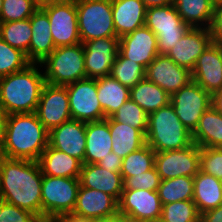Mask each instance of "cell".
Instances as JSON below:
<instances>
[{
	"label": "cell",
	"instance_id": "cell-20",
	"mask_svg": "<svg viewBox=\"0 0 222 222\" xmlns=\"http://www.w3.org/2000/svg\"><path fill=\"white\" fill-rule=\"evenodd\" d=\"M86 122L69 120L49 131V145L84 164Z\"/></svg>",
	"mask_w": 222,
	"mask_h": 222
},
{
	"label": "cell",
	"instance_id": "cell-52",
	"mask_svg": "<svg viewBox=\"0 0 222 222\" xmlns=\"http://www.w3.org/2000/svg\"><path fill=\"white\" fill-rule=\"evenodd\" d=\"M4 156L0 153V179H1V164H2V159ZM0 200H1V187H0Z\"/></svg>",
	"mask_w": 222,
	"mask_h": 222
},
{
	"label": "cell",
	"instance_id": "cell-38",
	"mask_svg": "<svg viewBox=\"0 0 222 222\" xmlns=\"http://www.w3.org/2000/svg\"><path fill=\"white\" fill-rule=\"evenodd\" d=\"M200 214L192 200L177 201L162 205L159 222H191Z\"/></svg>",
	"mask_w": 222,
	"mask_h": 222
},
{
	"label": "cell",
	"instance_id": "cell-44",
	"mask_svg": "<svg viewBox=\"0 0 222 222\" xmlns=\"http://www.w3.org/2000/svg\"><path fill=\"white\" fill-rule=\"evenodd\" d=\"M213 42L222 44V3L215 6L210 26Z\"/></svg>",
	"mask_w": 222,
	"mask_h": 222
},
{
	"label": "cell",
	"instance_id": "cell-13",
	"mask_svg": "<svg viewBox=\"0 0 222 222\" xmlns=\"http://www.w3.org/2000/svg\"><path fill=\"white\" fill-rule=\"evenodd\" d=\"M35 114L48 131L71 120L66 86L45 83Z\"/></svg>",
	"mask_w": 222,
	"mask_h": 222
},
{
	"label": "cell",
	"instance_id": "cell-11",
	"mask_svg": "<svg viewBox=\"0 0 222 222\" xmlns=\"http://www.w3.org/2000/svg\"><path fill=\"white\" fill-rule=\"evenodd\" d=\"M65 86L73 120L93 122L105 119L97 96L96 79L84 78Z\"/></svg>",
	"mask_w": 222,
	"mask_h": 222
},
{
	"label": "cell",
	"instance_id": "cell-17",
	"mask_svg": "<svg viewBox=\"0 0 222 222\" xmlns=\"http://www.w3.org/2000/svg\"><path fill=\"white\" fill-rule=\"evenodd\" d=\"M213 42L209 28L190 27L180 40L167 53L172 61L190 71L193 70L198 57Z\"/></svg>",
	"mask_w": 222,
	"mask_h": 222
},
{
	"label": "cell",
	"instance_id": "cell-2",
	"mask_svg": "<svg viewBox=\"0 0 222 222\" xmlns=\"http://www.w3.org/2000/svg\"><path fill=\"white\" fill-rule=\"evenodd\" d=\"M48 145L49 131L35 112L8 115L0 146V153L5 158L38 161Z\"/></svg>",
	"mask_w": 222,
	"mask_h": 222
},
{
	"label": "cell",
	"instance_id": "cell-19",
	"mask_svg": "<svg viewBox=\"0 0 222 222\" xmlns=\"http://www.w3.org/2000/svg\"><path fill=\"white\" fill-rule=\"evenodd\" d=\"M192 80L210 95L222 88V44L212 42L198 57Z\"/></svg>",
	"mask_w": 222,
	"mask_h": 222
},
{
	"label": "cell",
	"instance_id": "cell-50",
	"mask_svg": "<svg viewBox=\"0 0 222 222\" xmlns=\"http://www.w3.org/2000/svg\"><path fill=\"white\" fill-rule=\"evenodd\" d=\"M8 115V112L0 105V146L3 141Z\"/></svg>",
	"mask_w": 222,
	"mask_h": 222
},
{
	"label": "cell",
	"instance_id": "cell-54",
	"mask_svg": "<svg viewBox=\"0 0 222 222\" xmlns=\"http://www.w3.org/2000/svg\"><path fill=\"white\" fill-rule=\"evenodd\" d=\"M212 2L214 3V5H218L222 3V0H212Z\"/></svg>",
	"mask_w": 222,
	"mask_h": 222
},
{
	"label": "cell",
	"instance_id": "cell-24",
	"mask_svg": "<svg viewBox=\"0 0 222 222\" xmlns=\"http://www.w3.org/2000/svg\"><path fill=\"white\" fill-rule=\"evenodd\" d=\"M73 210L92 219L107 217L118 212V201L102 191L80 186Z\"/></svg>",
	"mask_w": 222,
	"mask_h": 222
},
{
	"label": "cell",
	"instance_id": "cell-51",
	"mask_svg": "<svg viewBox=\"0 0 222 222\" xmlns=\"http://www.w3.org/2000/svg\"><path fill=\"white\" fill-rule=\"evenodd\" d=\"M147 8L173 4L174 0H142Z\"/></svg>",
	"mask_w": 222,
	"mask_h": 222
},
{
	"label": "cell",
	"instance_id": "cell-37",
	"mask_svg": "<svg viewBox=\"0 0 222 222\" xmlns=\"http://www.w3.org/2000/svg\"><path fill=\"white\" fill-rule=\"evenodd\" d=\"M30 64L24 52L0 38V78L22 71Z\"/></svg>",
	"mask_w": 222,
	"mask_h": 222
},
{
	"label": "cell",
	"instance_id": "cell-41",
	"mask_svg": "<svg viewBox=\"0 0 222 222\" xmlns=\"http://www.w3.org/2000/svg\"><path fill=\"white\" fill-rule=\"evenodd\" d=\"M200 171L222 181V148H199Z\"/></svg>",
	"mask_w": 222,
	"mask_h": 222
},
{
	"label": "cell",
	"instance_id": "cell-53",
	"mask_svg": "<svg viewBox=\"0 0 222 222\" xmlns=\"http://www.w3.org/2000/svg\"><path fill=\"white\" fill-rule=\"evenodd\" d=\"M40 5L47 2H52L54 0H36Z\"/></svg>",
	"mask_w": 222,
	"mask_h": 222
},
{
	"label": "cell",
	"instance_id": "cell-25",
	"mask_svg": "<svg viewBox=\"0 0 222 222\" xmlns=\"http://www.w3.org/2000/svg\"><path fill=\"white\" fill-rule=\"evenodd\" d=\"M112 138L108 118L86 122V150L84 163L97 164L112 152Z\"/></svg>",
	"mask_w": 222,
	"mask_h": 222
},
{
	"label": "cell",
	"instance_id": "cell-14",
	"mask_svg": "<svg viewBox=\"0 0 222 222\" xmlns=\"http://www.w3.org/2000/svg\"><path fill=\"white\" fill-rule=\"evenodd\" d=\"M161 211L158 191L124 189L118 201V212L134 222H159Z\"/></svg>",
	"mask_w": 222,
	"mask_h": 222
},
{
	"label": "cell",
	"instance_id": "cell-4",
	"mask_svg": "<svg viewBox=\"0 0 222 222\" xmlns=\"http://www.w3.org/2000/svg\"><path fill=\"white\" fill-rule=\"evenodd\" d=\"M192 143V134L174 113L171 102L148 115L146 144L155 152L180 150Z\"/></svg>",
	"mask_w": 222,
	"mask_h": 222
},
{
	"label": "cell",
	"instance_id": "cell-48",
	"mask_svg": "<svg viewBox=\"0 0 222 222\" xmlns=\"http://www.w3.org/2000/svg\"><path fill=\"white\" fill-rule=\"evenodd\" d=\"M92 222H130V220L123 213L117 212L111 216L93 219Z\"/></svg>",
	"mask_w": 222,
	"mask_h": 222
},
{
	"label": "cell",
	"instance_id": "cell-1",
	"mask_svg": "<svg viewBox=\"0 0 222 222\" xmlns=\"http://www.w3.org/2000/svg\"><path fill=\"white\" fill-rule=\"evenodd\" d=\"M42 177L38 161L4 157L1 164V200L42 219Z\"/></svg>",
	"mask_w": 222,
	"mask_h": 222
},
{
	"label": "cell",
	"instance_id": "cell-55",
	"mask_svg": "<svg viewBox=\"0 0 222 222\" xmlns=\"http://www.w3.org/2000/svg\"><path fill=\"white\" fill-rule=\"evenodd\" d=\"M47 220L41 219V218H36L33 222H46Z\"/></svg>",
	"mask_w": 222,
	"mask_h": 222
},
{
	"label": "cell",
	"instance_id": "cell-45",
	"mask_svg": "<svg viewBox=\"0 0 222 222\" xmlns=\"http://www.w3.org/2000/svg\"><path fill=\"white\" fill-rule=\"evenodd\" d=\"M122 160L123 159L119 157L116 153L110 152L97 164L100 165V167L107 169L108 171L121 172Z\"/></svg>",
	"mask_w": 222,
	"mask_h": 222
},
{
	"label": "cell",
	"instance_id": "cell-35",
	"mask_svg": "<svg viewBox=\"0 0 222 222\" xmlns=\"http://www.w3.org/2000/svg\"><path fill=\"white\" fill-rule=\"evenodd\" d=\"M145 70L142 65L126 59L118 51L115 62L111 67L110 76L131 89L145 78Z\"/></svg>",
	"mask_w": 222,
	"mask_h": 222
},
{
	"label": "cell",
	"instance_id": "cell-15",
	"mask_svg": "<svg viewBox=\"0 0 222 222\" xmlns=\"http://www.w3.org/2000/svg\"><path fill=\"white\" fill-rule=\"evenodd\" d=\"M83 47L86 78L109 76L119 51V38H98L84 42Z\"/></svg>",
	"mask_w": 222,
	"mask_h": 222
},
{
	"label": "cell",
	"instance_id": "cell-27",
	"mask_svg": "<svg viewBox=\"0 0 222 222\" xmlns=\"http://www.w3.org/2000/svg\"><path fill=\"white\" fill-rule=\"evenodd\" d=\"M193 202L198 213L222 205V181L214 176L199 171L194 177Z\"/></svg>",
	"mask_w": 222,
	"mask_h": 222
},
{
	"label": "cell",
	"instance_id": "cell-9",
	"mask_svg": "<svg viewBox=\"0 0 222 222\" xmlns=\"http://www.w3.org/2000/svg\"><path fill=\"white\" fill-rule=\"evenodd\" d=\"M40 8L47 14L55 47L81 43L76 0H54L43 3Z\"/></svg>",
	"mask_w": 222,
	"mask_h": 222
},
{
	"label": "cell",
	"instance_id": "cell-34",
	"mask_svg": "<svg viewBox=\"0 0 222 222\" xmlns=\"http://www.w3.org/2000/svg\"><path fill=\"white\" fill-rule=\"evenodd\" d=\"M193 187V177L189 176H179L173 179L161 180L158 187L161 204L193 200Z\"/></svg>",
	"mask_w": 222,
	"mask_h": 222
},
{
	"label": "cell",
	"instance_id": "cell-30",
	"mask_svg": "<svg viewBox=\"0 0 222 222\" xmlns=\"http://www.w3.org/2000/svg\"><path fill=\"white\" fill-rule=\"evenodd\" d=\"M97 96L105 118L111 117L130 98V89L109 76L96 79Z\"/></svg>",
	"mask_w": 222,
	"mask_h": 222
},
{
	"label": "cell",
	"instance_id": "cell-32",
	"mask_svg": "<svg viewBox=\"0 0 222 222\" xmlns=\"http://www.w3.org/2000/svg\"><path fill=\"white\" fill-rule=\"evenodd\" d=\"M130 98L148 115L168 105L171 100L165 90L146 78L130 89Z\"/></svg>",
	"mask_w": 222,
	"mask_h": 222
},
{
	"label": "cell",
	"instance_id": "cell-22",
	"mask_svg": "<svg viewBox=\"0 0 222 222\" xmlns=\"http://www.w3.org/2000/svg\"><path fill=\"white\" fill-rule=\"evenodd\" d=\"M32 37L29 45V62L40 64L56 48L47 14L39 7L30 17Z\"/></svg>",
	"mask_w": 222,
	"mask_h": 222
},
{
	"label": "cell",
	"instance_id": "cell-18",
	"mask_svg": "<svg viewBox=\"0 0 222 222\" xmlns=\"http://www.w3.org/2000/svg\"><path fill=\"white\" fill-rule=\"evenodd\" d=\"M157 43L154 32L144 25L119 38V52L146 69L159 54Z\"/></svg>",
	"mask_w": 222,
	"mask_h": 222
},
{
	"label": "cell",
	"instance_id": "cell-26",
	"mask_svg": "<svg viewBox=\"0 0 222 222\" xmlns=\"http://www.w3.org/2000/svg\"><path fill=\"white\" fill-rule=\"evenodd\" d=\"M38 163L43 175L54 177L79 178L82 167L78 159L50 145L43 151Z\"/></svg>",
	"mask_w": 222,
	"mask_h": 222
},
{
	"label": "cell",
	"instance_id": "cell-58",
	"mask_svg": "<svg viewBox=\"0 0 222 222\" xmlns=\"http://www.w3.org/2000/svg\"><path fill=\"white\" fill-rule=\"evenodd\" d=\"M46 222H55L54 220H47Z\"/></svg>",
	"mask_w": 222,
	"mask_h": 222
},
{
	"label": "cell",
	"instance_id": "cell-6",
	"mask_svg": "<svg viewBox=\"0 0 222 222\" xmlns=\"http://www.w3.org/2000/svg\"><path fill=\"white\" fill-rule=\"evenodd\" d=\"M81 43L104 37H117L113 23L112 0H76Z\"/></svg>",
	"mask_w": 222,
	"mask_h": 222
},
{
	"label": "cell",
	"instance_id": "cell-36",
	"mask_svg": "<svg viewBox=\"0 0 222 222\" xmlns=\"http://www.w3.org/2000/svg\"><path fill=\"white\" fill-rule=\"evenodd\" d=\"M155 151L148 145L128 154L122 160L121 175L123 181L131 176L139 175L154 167Z\"/></svg>",
	"mask_w": 222,
	"mask_h": 222
},
{
	"label": "cell",
	"instance_id": "cell-56",
	"mask_svg": "<svg viewBox=\"0 0 222 222\" xmlns=\"http://www.w3.org/2000/svg\"><path fill=\"white\" fill-rule=\"evenodd\" d=\"M191 222H203L201 215L195 221H191Z\"/></svg>",
	"mask_w": 222,
	"mask_h": 222
},
{
	"label": "cell",
	"instance_id": "cell-43",
	"mask_svg": "<svg viewBox=\"0 0 222 222\" xmlns=\"http://www.w3.org/2000/svg\"><path fill=\"white\" fill-rule=\"evenodd\" d=\"M36 218L31 212L0 200V222H33Z\"/></svg>",
	"mask_w": 222,
	"mask_h": 222
},
{
	"label": "cell",
	"instance_id": "cell-49",
	"mask_svg": "<svg viewBox=\"0 0 222 222\" xmlns=\"http://www.w3.org/2000/svg\"><path fill=\"white\" fill-rule=\"evenodd\" d=\"M211 106L222 115V88L211 95Z\"/></svg>",
	"mask_w": 222,
	"mask_h": 222
},
{
	"label": "cell",
	"instance_id": "cell-33",
	"mask_svg": "<svg viewBox=\"0 0 222 222\" xmlns=\"http://www.w3.org/2000/svg\"><path fill=\"white\" fill-rule=\"evenodd\" d=\"M31 37L30 18L20 21L0 22V38L10 46L24 52L28 61Z\"/></svg>",
	"mask_w": 222,
	"mask_h": 222
},
{
	"label": "cell",
	"instance_id": "cell-31",
	"mask_svg": "<svg viewBox=\"0 0 222 222\" xmlns=\"http://www.w3.org/2000/svg\"><path fill=\"white\" fill-rule=\"evenodd\" d=\"M173 5L189 27L210 28L215 10L212 0H174Z\"/></svg>",
	"mask_w": 222,
	"mask_h": 222
},
{
	"label": "cell",
	"instance_id": "cell-39",
	"mask_svg": "<svg viewBox=\"0 0 222 222\" xmlns=\"http://www.w3.org/2000/svg\"><path fill=\"white\" fill-rule=\"evenodd\" d=\"M111 117L117 122L141 130L146 135L148 114L131 98Z\"/></svg>",
	"mask_w": 222,
	"mask_h": 222
},
{
	"label": "cell",
	"instance_id": "cell-7",
	"mask_svg": "<svg viewBox=\"0 0 222 222\" xmlns=\"http://www.w3.org/2000/svg\"><path fill=\"white\" fill-rule=\"evenodd\" d=\"M80 188L79 178L43 175L41 188L42 219L55 220L72 211Z\"/></svg>",
	"mask_w": 222,
	"mask_h": 222
},
{
	"label": "cell",
	"instance_id": "cell-10",
	"mask_svg": "<svg viewBox=\"0 0 222 222\" xmlns=\"http://www.w3.org/2000/svg\"><path fill=\"white\" fill-rule=\"evenodd\" d=\"M174 113L192 134L203 113L211 107V95L195 81H190L171 95Z\"/></svg>",
	"mask_w": 222,
	"mask_h": 222
},
{
	"label": "cell",
	"instance_id": "cell-46",
	"mask_svg": "<svg viewBox=\"0 0 222 222\" xmlns=\"http://www.w3.org/2000/svg\"><path fill=\"white\" fill-rule=\"evenodd\" d=\"M92 218L78 213L74 210L66 211L59 215L54 221L55 222H92Z\"/></svg>",
	"mask_w": 222,
	"mask_h": 222
},
{
	"label": "cell",
	"instance_id": "cell-29",
	"mask_svg": "<svg viewBox=\"0 0 222 222\" xmlns=\"http://www.w3.org/2000/svg\"><path fill=\"white\" fill-rule=\"evenodd\" d=\"M192 141L199 148H222V115L212 106L201 116Z\"/></svg>",
	"mask_w": 222,
	"mask_h": 222
},
{
	"label": "cell",
	"instance_id": "cell-3",
	"mask_svg": "<svg viewBox=\"0 0 222 222\" xmlns=\"http://www.w3.org/2000/svg\"><path fill=\"white\" fill-rule=\"evenodd\" d=\"M41 68V64L31 63L22 71L0 78V105L8 114L36 111L45 84Z\"/></svg>",
	"mask_w": 222,
	"mask_h": 222
},
{
	"label": "cell",
	"instance_id": "cell-21",
	"mask_svg": "<svg viewBox=\"0 0 222 222\" xmlns=\"http://www.w3.org/2000/svg\"><path fill=\"white\" fill-rule=\"evenodd\" d=\"M80 186L95 189L113 196L119 201L124 190V181L120 172H111L98 164H82Z\"/></svg>",
	"mask_w": 222,
	"mask_h": 222
},
{
	"label": "cell",
	"instance_id": "cell-16",
	"mask_svg": "<svg viewBox=\"0 0 222 222\" xmlns=\"http://www.w3.org/2000/svg\"><path fill=\"white\" fill-rule=\"evenodd\" d=\"M145 78L171 96L192 81V74L186 67L175 64L167 55L158 54L146 67Z\"/></svg>",
	"mask_w": 222,
	"mask_h": 222
},
{
	"label": "cell",
	"instance_id": "cell-47",
	"mask_svg": "<svg viewBox=\"0 0 222 222\" xmlns=\"http://www.w3.org/2000/svg\"><path fill=\"white\" fill-rule=\"evenodd\" d=\"M203 222H222V205L201 214Z\"/></svg>",
	"mask_w": 222,
	"mask_h": 222
},
{
	"label": "cell",
	"instance_id": "cell-23",
	"mask_svg": "<svg viewBox=\"0 0 222 222\" xmlns=\"http://www.w3.org/2000/svg\"><path fill=\"white\" fill-rule=\"evenodd\" d=\"M146 10L142 0H112L113 23L117 37L144 26Z\"/></svg>",
	"mask_w": 222,
	"mask_h": 222
},
{
	"label": "cell",
	"instance_id": "cell-57",
	"mask_svg": "<svg viewBox=\"0 0 222 222\" xmlns=\"http://www.w3.org/2000/svg\"><path fill=\"white\" fill-rule=\"evenodd\" d=\"M2 6H3V0H0V14H1V11H2Z\"/></svg>",
	"mask_w": 222,
	"mask_h": 222
},
{
	"label": "cell",
	"instance_id": "cell-40",
	"mask_svg": "<svg viewBox=\"0 0 222 222\" xmlns=\"http://www.w3.org/2000/svg\"><path fill=\"white\" fill-rule=\"evenodd\" d=\"M39 7L36 0H3L0 22L28 19Z\"/></svg>",
	"mask_w": 222,
	"mask_h": 222
},
{
	"label": "cell",
	"instance_id": "cell-5",
	"mask_svg": "<svg viewBox=\"0 0 222 222\" xmlns=\"http://www.w3.org/2000/svg\"><path fill=\"white\" fill-rule=\"evenodd\" d=\"M45 83L65 86L86 78L83 43L56 47L40 63Z\"/></svg>",
	"mask_w": 222,
	"mask_h": 222
},
{
	"label": "cell",
	"instance_id": "cell-12",
	"mask_svg": "<svg viewBox=\"0 0 222 222\" xmlns=\"http://www.w3.org/2000/svg\"><path fill=\"white\" fill-rule=\"evenodd\" d=\"M154 166L161 180L194 177L200 171L199 147L193 142L184 149L155 152Z\"/></svg>",
	"mask_w": 222,
	"mask_h": 222
},
{
	"label": "cell",
	"instance_id": "cell-42",
	"mask_svg": "<svg viewBox=\"0 0 222 222\" xmlns=\"http://www.w3.org/2000/svg\"><path fill=\"white\" fill-rule=\"evenodd\" d=\"M160 181V176L154 166L152 169L144 173L126 178L123 183L124 189L158 191Z\"/></svg>",
	"mask_w": 222,
	"mask_h": 222
},
{
	"label": "cell",
	"instance_id": "cell-28",
	"mask_svg": "<svg viewBox=\"0 0 222 222\" xmlns=\"http://www.w3.org/2000/svg\"><path fill=\"white\" fill-rule=\"evenodd\" d=\"M112 138V152L122 159L146 145V135L139 129L115 121L108 117Z\"/></svg>",
	"mask_w": 222,
	"mask_h": 222
},
{
	"label": "cell",
	"instance_id": "cell-8",
	"mask_svg": "<svg viewBox=\"0 0 222 222\" xmlns=\"http://www.w3.org/2000/svg\"><path fill=\"white\" fill-rule=\"evenodd\" d=\"M145 25L156 35L159 55H167L190 28L173 4L147 8Z\"/></svg>",
	"mask_w": 222,
	"mask_h": 222
}]
</instances>
